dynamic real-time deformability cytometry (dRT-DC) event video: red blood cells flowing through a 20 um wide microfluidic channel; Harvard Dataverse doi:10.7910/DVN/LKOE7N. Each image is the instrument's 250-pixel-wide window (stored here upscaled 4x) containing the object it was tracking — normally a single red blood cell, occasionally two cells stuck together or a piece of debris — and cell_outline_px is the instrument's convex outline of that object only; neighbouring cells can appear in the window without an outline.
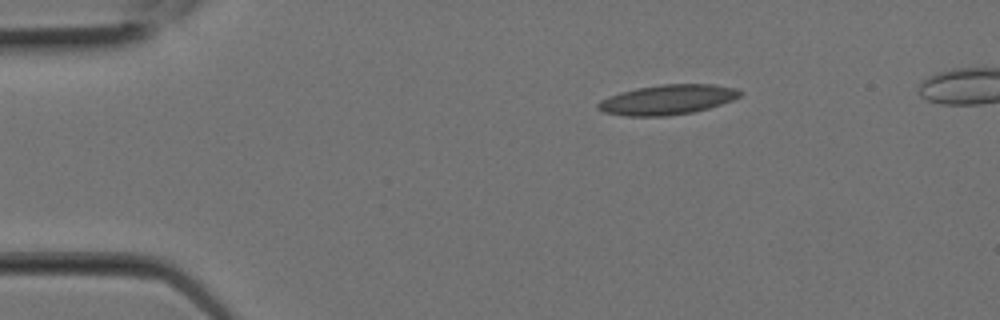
{"species": "Egyptian fruit bat (a non-hibernating species)", "species_latin": "Rousettus aegyptiacus", "temperature_condition": "room temperature", "stored_images_in_passage": 2, "camera_frame_rate_fps": 3000, "um_per_image_px": 0.085, "animal": {"sex": "female"}, "frame": {"image": 1, "passage_image": 1, "time_ms": 0.0, "image_size_px": [1000, 320], "cell_outline_px": [[744, 92], [740, 96], [732, 100], [708, 108], [692, 112], [668, 116], [624, 116], [604, 112], [596, 108], [596, 104], [600, 100], [608, 96], [620, 92], [636, 88], [660, 84], [712, 84], [736, 88]], "centroid_in_image_um": [56.7, 8.47], "position_along_channel_um": 28.3, "area_um2": 24.85}}